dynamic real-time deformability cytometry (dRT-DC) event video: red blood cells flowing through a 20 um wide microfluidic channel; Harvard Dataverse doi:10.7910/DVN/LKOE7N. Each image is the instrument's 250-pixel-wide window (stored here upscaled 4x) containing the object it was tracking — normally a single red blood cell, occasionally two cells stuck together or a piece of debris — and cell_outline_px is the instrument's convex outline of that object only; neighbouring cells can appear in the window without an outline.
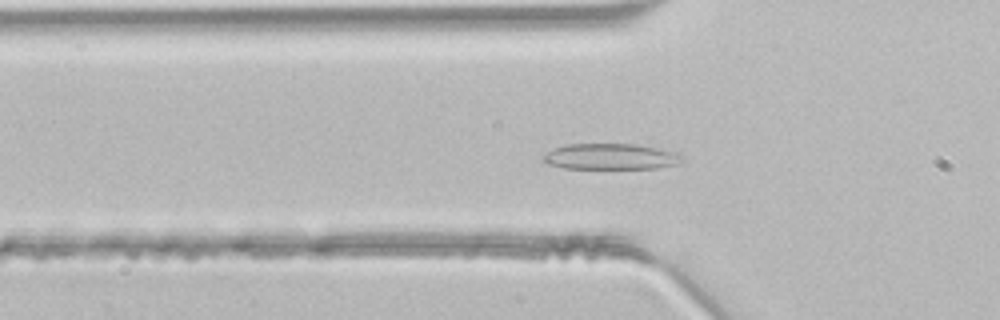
{"species": "common noctule bat (a hibernating species)", "species_latin": "Nyctalus noctula", "temperature_condition": "room temperature", "stored_images_in_passage": 46, "segment_of_instrument_passage": [1, 2], "camera_frame_rate_fps": 3000, "um_per_image_px": 0.085, "animal": {"sex": "male", "body_mass_g": 21.5, "forearm_length_mm": 52.0}, "frame": {"image": 1, "passage_image": 14, "time_ms": 4.333, "image_size_px": [1000, 320], "cell_outline_px": [[684, 160], [676, 164], [656, 168], [564, 168], [548, 164], [540, 160], [544, 152], [552, 148], [564, 144], [636, 144], [660, 148], [676, 152], [684, 156]], "centroid_in_image_um": [51.86, 13.3], "position_along_channel_um": 73.9, "area_um2": 21.27}}
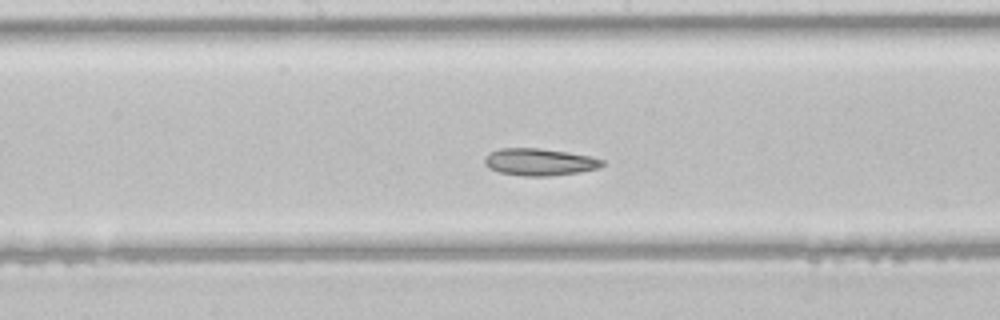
{"frame": {"image": 2, "passage_image": 23, "time_ms": 7.333, "image_size_px": [1000, 320], "cell_outline_px": [[604, 164], [600, 168], [580, 172], [548, 176], [520, 176], [500, 172], [488, 168], [484, 164], [484, 156], [488, 152], [500, 148], [540, 148], [568, 152], [592, 156], [604, 160]], "centroid_in_image_um": [45.84, 13.76], "position_along_channel_um": 202.4, "area_um2": 18.9}}
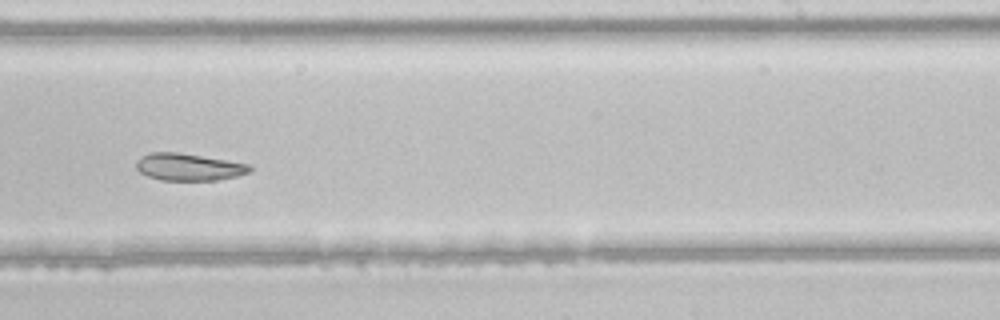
{"frame": {"image": 3, "passage_image": 28, "time_ms": 9.0, "image_size_px": [1000, 320], "cell_outline_px": [[252, 168], [248, 172], [236, 176], [216, 180], [160, 180], [148, 176], [140, 172], [136, 168], [136, 160], [140, 156], [148, 152], [180, 152], [252, 164]], "centroid_in_image_um": [16.02, 14.18], "position_along_channel_um": 273.0, "area_um2": 18.15}}